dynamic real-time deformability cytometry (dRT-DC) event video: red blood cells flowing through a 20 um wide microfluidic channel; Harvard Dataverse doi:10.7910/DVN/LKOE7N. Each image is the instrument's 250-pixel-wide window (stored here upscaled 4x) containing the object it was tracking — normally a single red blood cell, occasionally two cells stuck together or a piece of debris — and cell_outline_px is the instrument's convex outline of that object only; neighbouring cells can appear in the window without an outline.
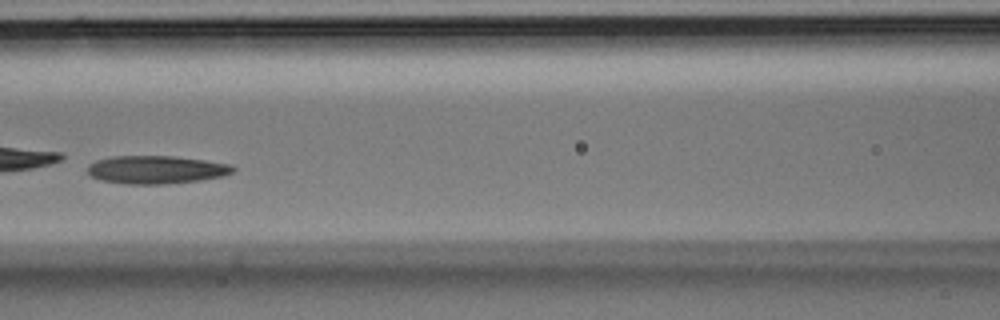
{"species": "Egyptian fruit bat (a non-hibernating species)", "species_latin": "Rousettus aegyptiacus", "temperature_condition": "room temperature", "stored_images_in_passage": 36, "camera_frame_rate_fps": 3000, "um_per_image_px": 0.085, "animal": {"sex": "male"}, "frame": {"image": 1, "passage_image": 16, "time_ms": 5.0, "image_size_px": [1000, 320], "cell_outline_px": [[236, 168], [232, 172], [220, 176], [200, 180], [168, 184], [128, 184], [104, 180], [92, 176], [88, 172], [88, 164], [96, 160], [112, 156], [176, 156], [204, 160], [228, 164]], "centroid_in_image_um": [13.26, 14.41], "position_along_channel_um": 153.3, "area_um2": 23.58}}